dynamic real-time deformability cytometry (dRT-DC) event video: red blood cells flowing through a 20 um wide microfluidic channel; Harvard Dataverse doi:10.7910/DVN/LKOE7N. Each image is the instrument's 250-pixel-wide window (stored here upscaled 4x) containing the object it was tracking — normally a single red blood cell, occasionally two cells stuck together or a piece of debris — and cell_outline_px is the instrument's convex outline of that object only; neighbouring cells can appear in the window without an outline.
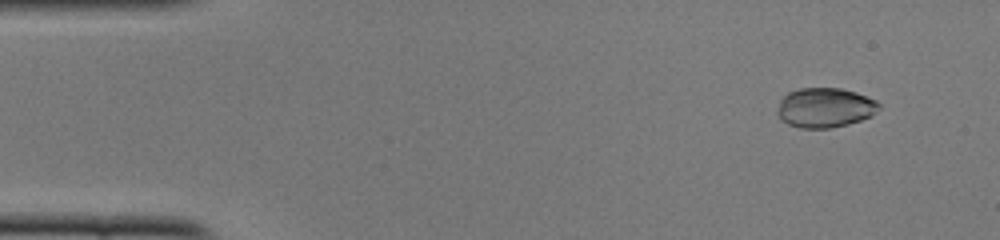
{"species": "common noctule bat (a hibernating species)", "species_latin": "Nyctalus noctula", "temperature_condition": "cold", "stored_images_in_passage": 50, "camera_frame_rate_fps": 3000, "um_per_image_px": 0.085, "animal": {"sex": "female", "body_mass_g": 22.0, "forearm_length_mm": 56.7}, "frame": {"image": 1, "passage_image": 4, "time_ms": 1.0, "image_size_px": [1000, 240], "cell_outline_px": [[880, 108], [872, 116], [848, 124], [832, 128], [800, 128], [788, 124], [776, 112], [780, 100], [788, 92], [800, 88], [840, 88], [856, 92], [876, 100], [880, 104]], "centroid_in_image_um": [70.14, 9.15], "position_along_channel_um": 14.9, "area_um2": 23.52}}
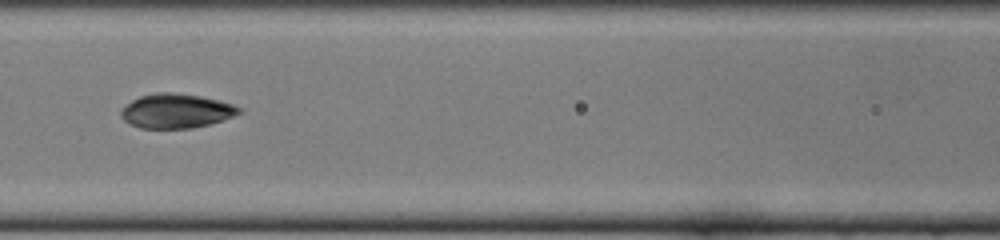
{"frame": {"image": 2, "passage_image": 22, "time_ms": 7.0, "image_size_px": [1000, 240], "cell_outline_px": [[244, 112], [208, 124], [192, 128], [140, 128], [124, 120], [120, 116], [120, 108], [132, 100], [140, 96], [156, 92], [172, 92], [200, 96], [220, 100], [232, 104], [240, 108]], "centroid_in_image_um": [14.94, 9.42], "position_along_channel_um": 151.7, "area_um2": 23.58}}
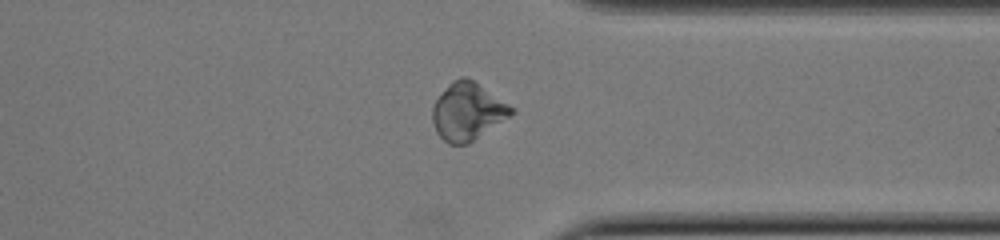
{"frame": {"image": 3, "passage_image": 39, "time_ms": 12.667, "image_size_px": [1000, 240], "cell_outline_px": [[516, 112], [468, 144], [448, 144], [436, 132], [432, 120], [432, 108], [436, 100], [448, 84], [452, 80], [460, 76], [464, 76], [472, 80], [516, 108]], "centroid_in_image_um": [39.75, 9.48], "position_along_channel_um": 371.7, "area_um2": 26.36}, "authors_computed_cell_mechanics": {"area_um2": 23.9003, "velocity_mm_per_s": 3.9308, "shape_relaxation_time_tau1_ms": null, "shape_relaxation_time_tau2_ms": 2.6185, "deformation_change_tau1": null, "deformation_change_tau2": 0.0506}}